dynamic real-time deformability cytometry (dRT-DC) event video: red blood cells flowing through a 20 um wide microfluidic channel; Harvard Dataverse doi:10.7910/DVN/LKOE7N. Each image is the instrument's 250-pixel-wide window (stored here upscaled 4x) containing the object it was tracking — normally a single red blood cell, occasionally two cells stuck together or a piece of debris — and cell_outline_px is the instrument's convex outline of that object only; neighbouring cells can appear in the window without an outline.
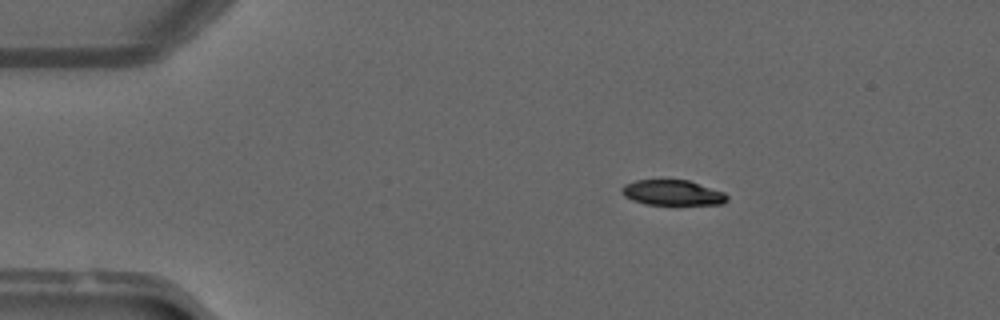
{"species": "common noctule bat (a hibernating species)", "species_latin": "Nyctalus noctula", "temperature_condition": "warm", "stored_images_in_passage": 42, "camera_frame_rate_fps": 3000, "um_per_image_px": 0.085, "animal": {"sex": "male", "forearm_length_mm": 52.5}, "frame": {"image": 1, "passage_image": 1, "time_ms": 0.0, "image_size_px": [1000, 320], "cell_outline_px": [[728, 200], [724, 204], [644, 204], [632, 200], [624, 196], [620, 192], [620, 188], [624, 184], [636, 180], [660, 176], [688, 180], [724, 192], [728, 196]], "centroid_in_image_um": [57.09, 16.32], "position_along_channel_um": 27.9, "area_um2": 16.3}}
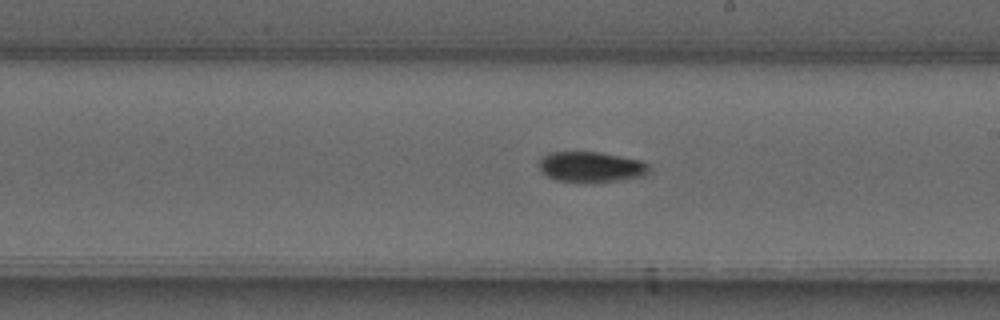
{"frame": {"image": 2, "passage_image": 21, "time_ms": 6.667, "image_size_px": [1000, 320], "cell_outline_px": [[648, 172], [644, 176], [596, 184], [580, 184], [556, 180], [540, 172], [540, 160], [544, 156], [552, 152], [596, 152], [644, 160], [648, 164]], "centroid_in_image_um": [50.25, 14.23], "position_along_channel_um": 238.7, "area_um2": 20.06}}
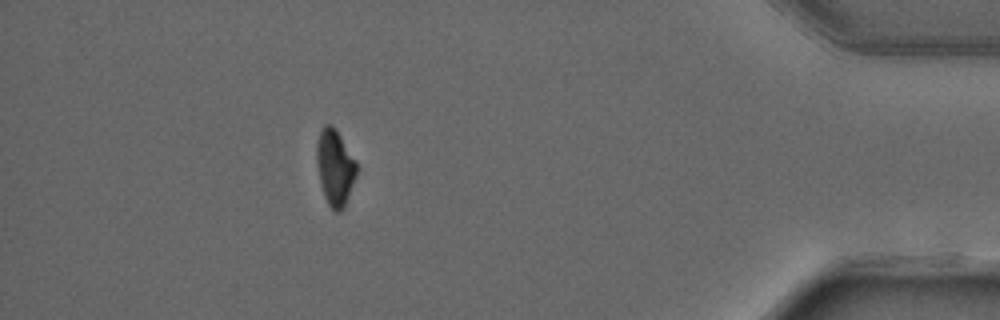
{"frame": {"image": 3, "passage_image": 37, "time_ms": 12.0, "image_size_px": [1000, 320], "cell_outline_px": [[356, 176], [344, 208], [340, 212], [336, 212], [328, 204], [324, 196], [316, 164], [316, 144], [320, 132], [324, 124], [332, 124], [336, 128], [356, 160]], "centroid_in_image_um": [28.47, 14.21], "position_along_channel_um": 406.7, "area_um2": 17.74}, "authors_computed_cell_mechanics": {"area_um2": 18.496, "velocity_mm_per_s": 4.1139, "shape_relaxation_time_tau1_ms": 3.654, "shape_relaxation_time_tau2_ms": null, "deformation_change_tau1": 0.1625, "deformation_change_tau2": null}}